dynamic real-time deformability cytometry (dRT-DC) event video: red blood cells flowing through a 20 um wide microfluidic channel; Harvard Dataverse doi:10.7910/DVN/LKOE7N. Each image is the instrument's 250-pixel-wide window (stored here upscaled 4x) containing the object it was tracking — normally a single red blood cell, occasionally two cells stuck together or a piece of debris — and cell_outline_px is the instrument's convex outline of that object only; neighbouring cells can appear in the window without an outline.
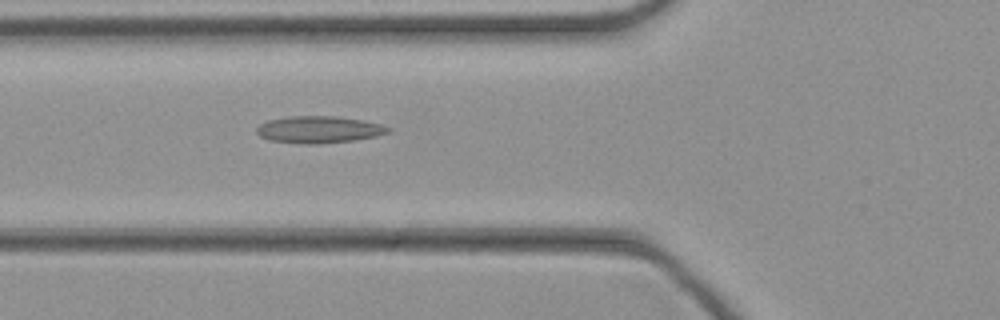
{"species": "common noctule bat (a hibernating species)", "species_latin": "Nyctalus noctula", "temperature_condition": "cold", "stored_images_in_passage": 45, "camera_frame_rate_fps": 3000, "um_per_image_px": 0.085, "animal": {"sex": "female", "body_mass_g": 21.9}, "frame": {"image": 1, "passage_image": 16, "time_ms": 5.0, "image_size_px": [1000, 320], "cell_outline_px": [[392, 128], [388, 132], [376, 136], [352, 140], [316, 144], [300, 144], [268, 140], [260, 136], [256, 132], [256, 128], [260, 124], [268, 120], [288, 116], [336, 116], [364, 120], [380, 124]], "centroid_in_image_um": [27.07, 11.01], "position_along_channel_um": 98.7, "area_um2": 20.69}}
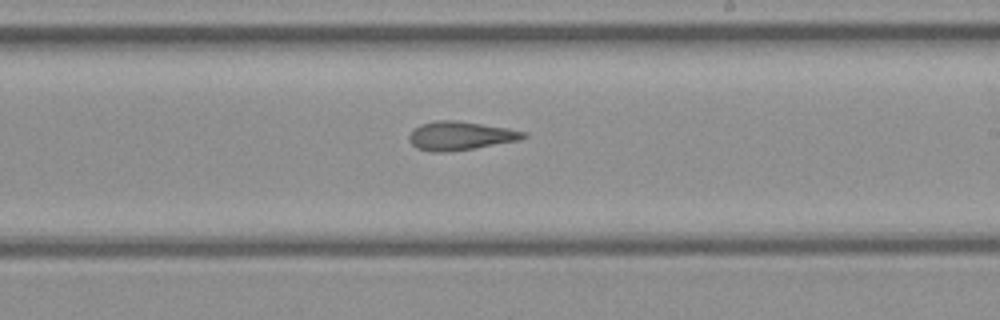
{"frame": {"image": 2, "passage_image": 26, "time_ms": 8.333, "image_size_px": [1000, 320], "cell_outline_px": [[528, 136], [516, 140], [476, 148], [448, 152], [432, 152], [416, 148], [408, 140], [408, 136], [420, 124], [436, 120], [452, 120], [508, 128], [528, 132]], "centroid_in_image_um": [39.1, 11.55], "position_along_channel_um": 249.9, "area_um2": 18.96}}
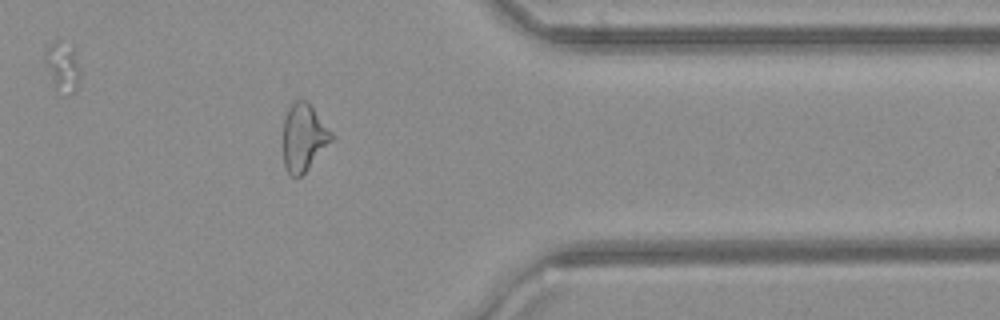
{"frame": {"image": 3, "passage_image": 36, "time_ms": 11.667, "image_size_px": [1000, 320], "cell_outline_px": [[336, 136], [304, 172], [296, 180], [288, 172], [284, 164], [280, 144], [284, 120], [288, 108], [296, 100], [308, 100]], "centroid_in_image_um": [25.78, 11.67], "position_along_channel_um": 385.6, "area_um2": 19.59}}